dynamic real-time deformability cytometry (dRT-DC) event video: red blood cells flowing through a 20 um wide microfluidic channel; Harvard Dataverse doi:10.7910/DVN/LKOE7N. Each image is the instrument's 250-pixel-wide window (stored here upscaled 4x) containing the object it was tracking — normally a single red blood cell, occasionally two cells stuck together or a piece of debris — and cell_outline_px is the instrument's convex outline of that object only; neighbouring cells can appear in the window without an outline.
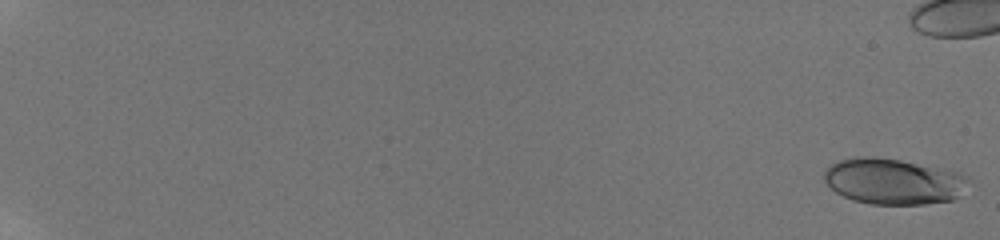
{"species": "human", "species_latin": "Homo sapiens", "temperature_condition": "room temperature", "stored_images_in_passage": 23, "camera_frame_rate_fps": 3000, "um_per_image_px": 0.085, "donor": {"sex": "male"}, "frame": {"image": 1, "passage_image": 1, "time_ms": 0.0, "image_size_px": [1000, 240], "cell_outline_px": [[968, 180], [956, 196], [952, 200], [924, 204], [872, 204], [852, 200], [836, 192], [824, 180], [824, 172], [832, 164], [840, 160], [856, 156], [872, 156], [900, 160], [944, 168], [968, 176]], "centroid_in_image_um": [75.89, 15.4], "position_along_channel_um": 9.1, "area_um2": 38.21}}
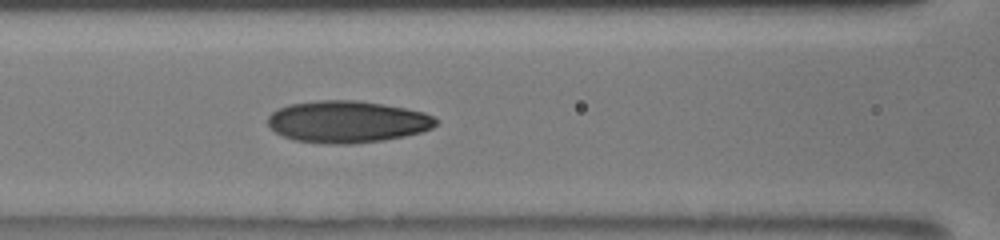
{"frame": {"image": 2, "passage_image": 23, "time_ms": 9.667, "image_size_px": [1000, 240], "cell_outline_px": [[436, 124], [432, 128], [420, 132], [404, 136], [384, 140], [348, 144], [332, 144], [296, 140], [284, 136], [276, 132], [268, 124], [268, 116], [276, 108], [288, 104], [316, 100], [360, 100], [384, 104], [424, 112], [432, 116], [436, 120]], "centroid_in_image_um": [29.49, 10.33], "position_along_channel_um": 137.1, "area_um2": 40.98}}